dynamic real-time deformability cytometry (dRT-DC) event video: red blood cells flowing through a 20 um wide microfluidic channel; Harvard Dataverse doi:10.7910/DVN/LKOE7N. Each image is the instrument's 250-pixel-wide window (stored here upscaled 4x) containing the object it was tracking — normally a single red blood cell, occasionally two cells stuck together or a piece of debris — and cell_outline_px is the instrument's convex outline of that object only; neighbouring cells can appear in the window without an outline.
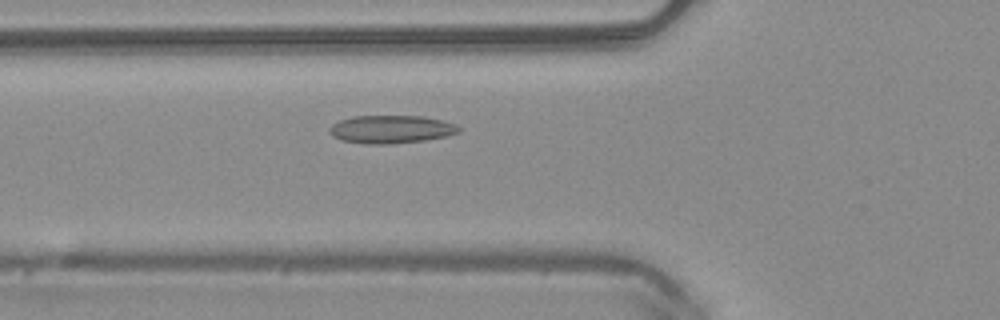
{"species": "common noctule bat (a hibernating species)", "species_latin": "Nyctalus noctula", "temperature_condition": "warm", "stored_images_in_passage": 46, "camera_frame_rate_fps": 3000, "um_per_image_px": 0.085, "animal": {"sex": "male", "body_mass_g": 20.4}, "frame": {"image": 1, "passage_image": 14, "time_ms": 4.333, "image_size_px": [1000, 320], "cell_outline_px": [[460, 132], [448, 136], [424, 140], [392, 144], [364, 144], [340, 140], [332, 136], [328, 132], [328, 128], [332, 124], [340, 120], [352, 116], [424, 116], [444, 120], [456, 124], [460, 128]], "centroid_in_image_um": [33.23, 10.99], "position_along_channel_um": 92.6, "area_um2": 21.44}}
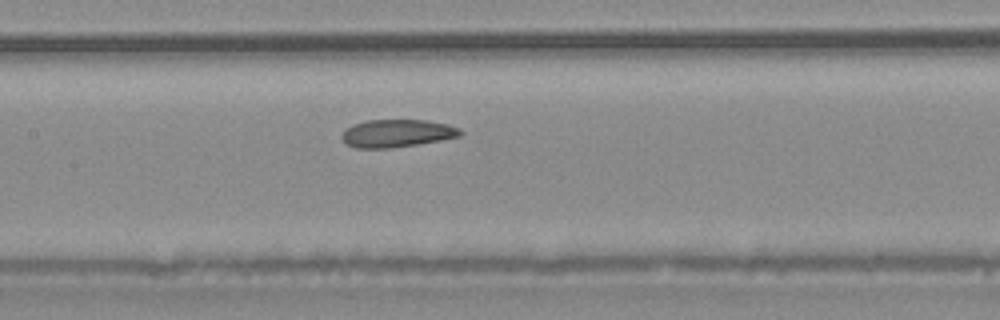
{"frame": {"image": 2, "passage_image": 20, "time_ms": 6.333, "image_size_px": [1000, 320], "cell_outline_px": [[464, 132], [460, 136], [440, 140], [392, 148], [356, 148], [348, 144], [340, 136], [352, 124], [368, 120], [424, 120], [448, 124], [460, 128]], "centroid_in_image_um": [33.77, 11.33], "position_along_channel_um": 173.6, "area_um2": 19.02}}
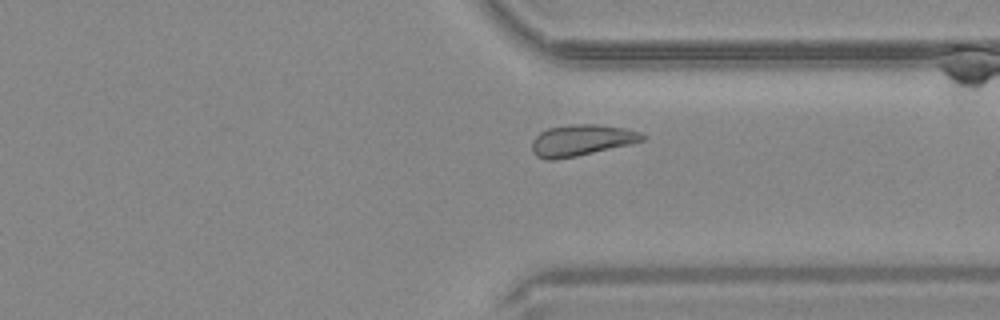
{"frame": {"image": 3, "passage_image": 34, "time_ms": 11.0, "image_size_px": [1000, 320], "cell_outline_px": [[648, 136], [644, 140], [628, 144], [576, 156], [556, 160], [548, 160], [536, 156], [532, 152], [532, 140], [540, 132], [548, 128], [572, 124], [596, 124], [624, 128], [640, 132]], "centroid_in_image_um": [49.39, 11.92], "position_along_channel_um": 362.0, "area_um2": 20.0}, "authors_computed_cell_mechanics": {"area_um2": 20.4612, "velocity_mm_per_s": 4.0351, "shape_relaxation_time_tau1_ms": 4.4316, "shape_relaxation_time_tau2_ms": 3.0158, "deformation_change_tau1": 0.1068, "deformation_change_tau2": 0.095}}